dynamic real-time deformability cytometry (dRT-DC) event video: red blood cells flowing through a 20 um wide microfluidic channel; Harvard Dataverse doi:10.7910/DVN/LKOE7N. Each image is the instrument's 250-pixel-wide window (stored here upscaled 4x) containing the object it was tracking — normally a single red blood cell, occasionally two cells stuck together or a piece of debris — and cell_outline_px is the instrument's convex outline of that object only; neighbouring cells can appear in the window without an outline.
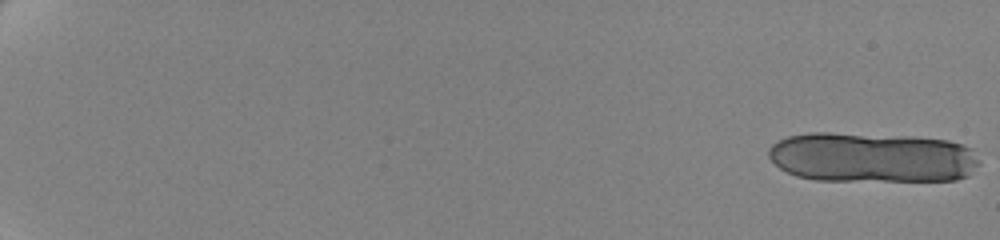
{"species": "human", "species_latin": "Homo sapiens", "temperature_condition": "cold", "stored_images_in_passage": 22, "camera_frame_rate_fps": 3000, "um_per_image_px": 0.085, "donor": {"sex": "female"}, "frame": {"image": 1, "passage_image": 1, "time_ms": 0.0, "image_size_px": [1000, 240], "cell_outline_px": [[980, 164], [968, 176], [956, 180], [816, 180], [796, 176], [780, 168], [768, 156], [768, 148], [772, 144], [788, 136], [808, 132], [828, 132], [916, 136], [948, 140], [972, 148], [980, 160]], "centroid_in_image_um": [74.15, 13.36], "position_along_channel_um": 10.9, "area_um2": 62.08}}